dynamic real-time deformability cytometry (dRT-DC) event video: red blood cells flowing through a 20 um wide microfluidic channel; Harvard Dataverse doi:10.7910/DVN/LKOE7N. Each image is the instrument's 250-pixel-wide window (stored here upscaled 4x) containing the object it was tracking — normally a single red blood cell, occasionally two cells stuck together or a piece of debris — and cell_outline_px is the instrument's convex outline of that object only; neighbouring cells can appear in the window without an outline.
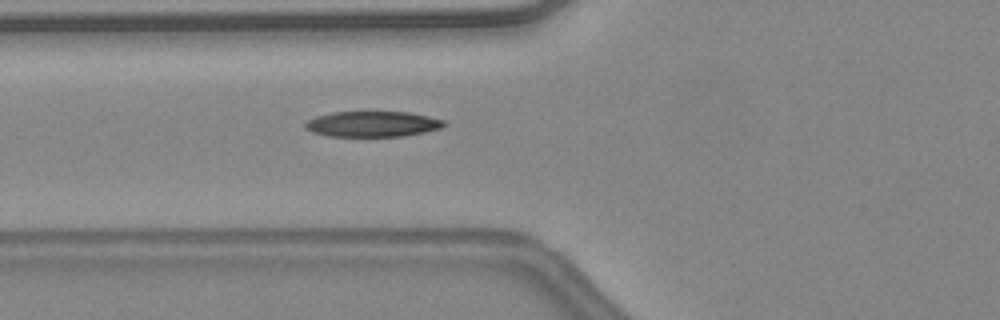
{"species": "common noctule bat (a hibernating species)", "species_latin": "Nyctalus noctula", "temperature_condition": "warm", "stored_images_in_passage": 48, "camera_frame_rate_fps": 3000, "um_per_image_px": 0.085, "animal": {"sex": "female", "body_mass_g": 24.6, "forearm_length_mm": 56.2}, "frame": {"image": 1, "passage_image": 21, "time_ms": 6.667, "image_size_px": [1000, 320], "cell_outline_px": [[448, 124], [440, 128], [424, 132], [404, 136], [328, 136], [312, 132], [304, 128], [304, 124], [308, 120], [316, 116], [332, 112], [408, 112], [428, 116], [444, 120]], "centroid_in_image_um": [31.66, 10.54], "position_along_channel_um": 94.1, "area_um2": 20.69}, "authors_computed_cell_mechanics": {"area_um2": 20.6346, "velocity_mm_per_s": 4.5609, "shape_relaxation_time_tau1_ms": 4.8352, "shape_relaxation_time_tau2_ms": 3.341, "deformation_change_tau1": 0.1968, "deformation_change_tau2": 0.1196}}